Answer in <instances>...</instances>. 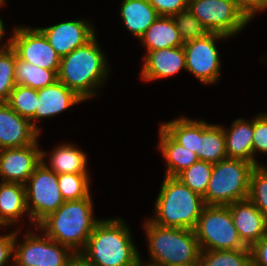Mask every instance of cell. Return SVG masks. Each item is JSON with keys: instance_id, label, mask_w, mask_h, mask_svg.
Masks as SVG:
<instances>
[{"instance_id": "cell-27", "label": "cell", "mask_w": 267, "mask_h": 266, "mask_svg": "<svg viewBox=\"0 0 267 266\" xmlns=\"http://www.w3.org/2000/svg\"><path fill=\"white\" fill-rule=\"evenodd\" d=\"M58 80L53 70H47L20 60L16 55L15 82L39 90Z\"/></svg>"}, {"instance_id": "cell-18", "label": "cell", "mask_w": 267, "mask_h": 266, "mask_svg": "<svg viewBox=\"0 0 267 266\" xmlns=\"http://www.w3.org/2000/svg\"><path fill=\"white\" fill-rule=\"evenodd\" d=\"M82 101L84 100L59 80L39 89L35 111V128L40 132L41 129L36 124L40 118L56 116Z\"/></svg>"}, {"instance_id": "cell-37", "label": "cell", "mask_w": 267, "mask_h": 266, "mask_svg": "<svg viewBox=\"0 0 267 266\" xmlns=\"http://www.w3.org/2000/svg\"><path fill=\"white\" fill-rule=\"evenodd\" d=\"M15 231L0 236V266H9V260H14Z\"/></svg>"}, {"instance_id": "cell-5", "label": "cell", "mask_w": 267, "mask_h": 266, "mask_svg": "<svg viewBox=\"0 0 267 266\" xmlns=\"http://www.w3.org/2000/svg\"><path fill=\"white\" fill-rule=\"evenodd\" d=\"M150 262L154 266H183L199 263L201 249L194 230L162 227L149 219L143 225Z\"/></svg>"}, {"instance_id": "cell-10", "label": "cell", "mask_w": 267, "mask_h": 266, "mask_svg": "<svg viewBox=\"0 0 267 266\" xmlns=\"http://www.w3.org/2000/svg\"><path fill=\"white\" fill-rule=\"evenodd\" d=\"M210 33L234 36L251 20L235 0H189L187 8Z\"/></svg>"}, {"instance_id": "cell-4", "label": "cell", "mask_w": 267, "mask_h": 266, "mask_svg": "<svg viewBox=\"0 0 267 266\" xmlns=\"http://www.w3.org/2000/svg\"><path fill=\"white\" fill-rule=\"evenodd\" d=\"M205 202L176 177L164 176L155 202V216L149 220L162 227L194 230Z\"/></svg>"}, {"instance_id": "cell-12", "label": "cell", "mask_w": 267, "mask_h": 266, "mask_svg": "<svg viewBox=\"0 0 267 266\" xmlns=\"http://www.w3.org/2000/svg\"><path fill=\"white\" fill-rule=\"evenodd\" d=\"M229 38L219 33H209L203 38L184 43L186 70L199 82L210 85L220 77L221 60L216 40Z\"/></svg>"}, {"instance_id": "cell-16", "label": "cell", "mask_w": 267, "mask_h": 266, "mask_svg": "<svg viewBox=\"0 0 267 266\" xmlns=\"http://www.w3.org/2000/svg\"><path fill=\"white\" fill-rule=\"evenodd\" d=\"M242 242L251 247L267 234V217L247 198L228 205Z\"/></svg>"}, {"instance_id": "cell-35", "label": "cell", "mask_w": 267, "mask_h": 266, "mask_svg": "<svg viewBox=\"0 0 267 266\" xmlns=\"http://www.w3.org/2000/svg\"><path fill=\"white\" fill-rule=\"evenodd\" d=\"M267 154V113H259L253 119V165H261L256 154Z\"/></svg>"}, {"instance_id": "cell-13", "label": "cell", "mask_w": 267, "mask_h": 266, "mask_svg": "<svg viewBox=\"0 0 267 266\" xmlns=\"http://www.w3.org/2000/svg\"><path fill=\"white\" fill-rule=\"evenodd\" d=\"M41 162L38 141L20 148L0 150L1 182L25 184Z\"/></svg>"}, {"instance_id": "cell-26", "label": "cell", "mask_w": 267, "mask_h": 266, "mask_svg": "<svg viewBox=\"0 0 267 266\" xmlns=\"http://www.w3.org/2000/svg\"><path fill=\"white\" fill-rule=\"evenodd\" d=\"M161 127L180 145L192 152L199 150V138L201 137V121H195L187 117H179L175 120L164 122Z\"/></svg>"}, {"instance_id": "cell-9", "label": "cell", "mask_w": 267, "mask_h": 266, "mask_svg": "<svg viewBox=\"0 0 267 266\" xmlns=\"http://www.w3.org/2000/svg\"><path fill=\"white\" fill-rule=\"evenodd\" d=\"M19 231L15 229V266H68L76 255L69 247L52 240L44 232L39 236L28 231L24 241L19 243Z\"/></svg>"}, {"instance_id": "cell-34", "label": "cell", "mask_w": 267, "mask_h": 266, "mask_svg": "<svg viewBox=\"0 0 267 266\" xmlns=\"http://www.w3.org/2000/svg\"><path fill=\"white\" fill-rule=\"evenodd\" d=\"M183 43L200 39L208 35V29L188 10H182L172 16Z\"/></svg>"}, {"instance_id": "cell-8", "label": "cell", "mask_w": 267, "mask_h": 266, "mask_svg": "<svg viewBox=\"0 0 267 266\" xmlns=\"http://www.w3.org/2000/svg\"><path fill=\"white\" fill-rule=\"evenodd\" d=\"M24 186L29 223L34 226L65 202L58 187V174L42 161Z\"/></svg>"}, {"instance_id": "cell-1", "label": "cell", "mask_w": 267, "mask_h": 266, "mask_svg": "<svg viewBox=\"0 0 267 266\" xmlns=\"http://www.w3.org/2000/svg\"><path fill=\"white\" fill-rule=\"evenodd\" d=\"M130 232L121 218L101 219L79 255L94 266H131L141 256Z\"/></svg>"}, {"instance_id": "cell-3", "label": "cell", "mask_w": 267, "mask_h": 266, "mask_svg": "<svg viewBox=\"0 0 267 266\" xmlns=\"http://www.w3.org/2000/svg\"><path fill=\"white\" fill-rule=\"evenodd\" d=\"M92 198L65 201L32 228L44 232L52 240L79 254L86 246L93 229L100 221L93 217Z\"/></svg>"}, {"instance_id": "cell-14", "label": "cell", "mask_w": 267, "mask_h": 266, "mask_svg": "<svg viewBox=\"0 0 267 266\" xmlns=\"http://www.w3.org/2000/svg\"><path fill=\"white\" fill-rule=\"evenodd\" d=\"M39 29L61 58L86 44L96 34L92 24L85 20H70Z\"/></svg>"}, {"instance_id": "cell-39", "label": "cell", "mask_w": 267, "mask_h": 266, "mask_svg": "<svg viewBox=\"0 0 267 266\" xmlns=\"http://www.w3.org/2000/svg\"><path fill=\"white\" fill-rule=\"evenodd\" d=\"M238 7L253 20L257 12L267 9V0H235Z\"/></svg>"}, {"instance_id": "cell-30", "label": "cell", "mask_w": 267, "mask_h": 266, "mask_svg": "<svg viewBox=\"0 0 267 266\" xmlns=\"http://www.w3.org/2000/svg\"><path fill=\"white\" fill-rule=\"evenodd\" d=\"M58 187L65 201L91 198L90 176L82 173L58 174Z\"/></svg>"}, {"instance_id": "cell-45", "label": "cell", "mask_w": 267, "mask_h": 266, "mask_svg": "<svg viewBox=\"0 0 267 266\" xmlns=\"http://www.w3.org/2000/svg\"><path fill=\"white\" fill-rule=\"evenodd\" d=\"M145 266H154V265H150V264H147V263L145 262Z\"/></svg>"}, {"instance_id": "cell-31", "label": "cell", "mask_w": 267, "mask_h": 266, "mask_svg": "<svg viewBox=\"0 0 267 266\" xmlns=\"http://www.w3.org/2000/svg\"><path fill=\"white\" fill-rule=\"evenodd\" d=\"M213 164L198 160L180 172L176 178L189 187L192 191L204 197L211 177Z\"/></svg>"}, {"instance_id": "cell-44", "label": "cell", "mask_w": 267, "mask_h": 266, "mask_svg": "<svg viewBox=\"0 0 267 266\" xmlns=\"http://www.w3.org/2000/svg\"><path fill=\"white\" fill-rule=\"evenodd\" d=\"M3 4H5V0H0V6H2Z\"/></svg>"}, {"instance_id": "cell-40", "label": "cell", "mask_w": 267, "mask_h": 266, "mask_svg": "<svg viewBox=\"0 0 267 266\" xmlns=\"http://www.w3.org/2000/svg\"><path fill=\"white\" fill-rule=\"evenodd\" d=\"M68 266H94L87 262L81 255L76 254L70 261Z\"/></svg>"}, {"instance_id": "cell-17", "label": "cell", "mask_w": 267, "mask_h": 266, "mask_svg": "<svg viewBox=\"0 0 267 266\" xmlns=\"http://www.w3.org/2000/svg\"><path fill=\"white\" fill-rule=\"evenodd\" d=\"M143 58L141 69L143 81L172 77L181 69L186 70L183 46L149 51Z\"/></svg>"}, {"instance_id": "cell-25", "label": "cell", "mask_w": 267, "mask_h": 266, "mask_svg": "<svg viewBox=\"0 0 267 266\" xmlns=\"http://www.w3.org/2000/svg\"><path fill=\"white\" fill-rule=\"evenodd\" d=\"M196 154L199 160L212 164L227 158L223 126L201 120V137Z\"/></svg>"}, {"instance_id": "cell-38", "label": "cell", "mask_w": 267, "mask_h": 266, "mask_svg": "<svg viewBox=\"0 0 267 266\" xmlns=\"http://www.w3.org/2000/svg\"><path fill=\"white\" fill-rule=\"evenodd\" d=\"M251 265L267 266V234L250 247Z\"/></svg>"}, {"instance_id": "cell-28", "label": "cell", "mask_w": 267, "mask_h": 266, "mask_svg": "<svg viewBox=\"0 0 267 266\" xmlns=\"http://www.w3.org/2000/svg\"><path fill=\"white\" fill-rule=\"evenodd\" d=\"M200 266H252L250 248L238 250H201Z\"/></svg>"}, {"instance_id": "cell-29", "label": "cell", "mask_w": 267, "mask_h": 266, "mask_svg": "<svg viewBox=\"0 0 267 266\" xmlns=\"http://www.w3.org/2000/svg\"><path fill=\"white\" fill-rule=\"evenodd\" d=\"M37 100L38 90L16 84L6 103L20 116L29 119L35 127Z\"/></svg>"}, {"instance_id": "cell-21", "label": "cell", "mask_w": 267, "mask_h": 266, "mask_svg": "<svg viewBox=\"0 0 267 266\" xmlns=\"http://www.w3.org/2000/svg\"><path fill=\"white\" fill-rule=\"evenodd\" d=\"M27 213L25 186L21 183H0V228L15 225Z\"/></svg>"}, {"instance_id": "cell-33", "label": "cell", "mask_w": 267, "mask_h": 266, "mask_svg": "<svg viewBox=\"0 0 267 266\" xmlns=\"http://www.w3.org/2000/svg\"><path fill=\"white\" fill-rule=\"evenodd\" d=\"M247 198L267 217V168L263 164L252 169Z\"/></svg>"}, {"instance_id": "cell-23", "label": "cell", "mask_w": 267, "mask_h": 266, "mask_svg": "<svg viewBox=\"0 0 267 266\" xmlns=\"http://www.w3.org/2000/svg\"><path fill=\"white\" fill-rule=\"evenodd\" d=\"M159 137L158 147L167 163L165 176L176 177L199 160L195 152L178 144L161 126Z\"/></svg>"}, {"instance_id": "cell-19", "label": "cell", "mask_w": 267, "mask_h": 266, "mask_svg": "<svg viewBox=\"0 0 267 266\" xmlns=\"http://www.w3.org/2000/svg\"><path fill=\"white\" fill-rule=\"evenodd\" d=\"M227 158L241 159L253 164V120L238 118L229 130L225 129Z\"/></svg>"}, {"instance_id": "cell-2", "label": "cell", "mask_w": 267, "mask_h": 266, "mask_svg": "<svg viewBox=\"0 0 267 266\" xmlns=\"http://www.w3.org/2000/svg\"><path fill=\"white\" fill-rule=\"evenodd\" d=\"M96 34L83 46L61 58L58 80L84 101L96 96L109 75L106 55L101 51Z\"/></svg>"}, {"instance_id": "cell-15", "label": "cell", "mask_w": 267, "mask_h": 266, "mask_svg": "<svg viewBox=\"0 0 267 266\" xmlns=\"http://www.w3.org/2000/svg\"><path fill=\"white\" fill-rule=\"evenodd\" d=\"M40 132L6 102H0V150L20 148L38 141Z\"/></svg>"}, {"instance_id": "cell-7", "label": "cell", "mask_w": 267, "mask_h": 266, "mask_svg": "<svg viewBox=\"0 0 267 266\" xmlns=\"http://www.w3.org/2000/svg\"><path fill=\"white\" fill-rule=\"evenodd\" d=\"M201 250H238L242 242L228 206L206 205L194 228Z\"/></svg>"}, {"instance_id": "cell-24", "label": "cell", "mask_w": 267, "mask_h": 266, "mask_svg": "<svg viewBox=\"0 0 267 266\" xmlns=\"http://www.w3.org/2000/svg\"><path fill=\"white\" fill-rule=\"evenodd\" d=\"M140 41L146 47V52L184 45L173 18L166 16L156 19Z\"/></svg>"}, {"instance_id": "cell-36", "label": "cell", "mask_w": 267, "mask_h": 266, "mask_svg": "<svg viewBox=\"0 0 267 266\" xmlns=\"http://www.w3.org/2000/svg\"><path fill=\"white\" fill-rule=\"evenodd\" d=\"M159 16L172 17L188 8L189 0H148Z\"/></svg>"}, {"instance_id": "cell-6", "label": "cell", "mask_w": 267, "mask_h": 266, "mask_svg": "<svg viewBox=\"0 0 267 266\" xmlns=\"http://www.w3.org/2000/svg\"><path fill=\"white\" fill-rule=\"evenodd\" d=\"M255 166L245 160L226 158L213 164L209 184L203 197L205 205L228 206L247 199L249 181Z\"/></svg>"}, {"instance_id": "cell-11", "label": "cell", "mask_w": 267, "mask_h": 266, "mask_svg": "<svg viewBox=\"0 0 267 266\" xmlns=\"http://www.w3.org/2000/svg\"><path fill=\"white\" fill-rule=\"evenodd\" d=\"M12 33L8 43L20 60L53 70L58 75L61 57L39 28L19 26Z\"/></svg>"}, {"instance_id": "cell-46", "label": "cell", "mask_w": 267, "mask_h": 266, "mask_svg": "<svg viewBox=\"0 0 267 266\" xmlns=\"http://www.w3.org/2000/svg\"><path fill=\"white\" fill-rule=\"evenodd\" d=\"M11 262H12V263H10V265H11V266H15V265H14V261H11Z\"/></svg>"}, {"instance_id": "cell-22", "label": "cell", "mask_w": 267, "mask_h": 266, "mask_svg": "<svg viewBox=\"0 0 267 266\" xmlns=\"http://www.w3.org/2000/svg\"><path fill=\"white\" fill-rule=\"evenodd\" d=\"M120 17L129 32L140 39L160 16L148 0H123Z\"/></svg>"}, {"instance_id": "cell-41", "label": "cell", "mask_w": 267, "mask_h": 266, "mask_svg": "<svg viewBox=\"0 0 267 266\" xmlns=\"http://www.w3.org/2000/svg\"><path fill=\"white\" fill-rule=\"evenodd\" d=\"M5 31L6 30L4 29V23H3V21H2V19L0 17V43H1V40L3 38V35H4Z\"/></svg>"}, {"instance_id": "cell-32", "label": "cell", "mask_w": 267, "mask_h": 266, "mask_svg": "<svg viewBox=\"0 0 267 266\" xmlns=\"http://www.w3.org/2000/svg\"><path fill=\"white\" fill-rule=\"evenodd\" d=\"M15 66L16 52L9 43H4L2 47L0 46V102H6L9 99L16 85Z\"/></svg>"}, {"instance_id": "cell-42", "label": "cell", "mask_w": 267, "mask_h": 266, "mask_svg": "<svg viewBox=\"0 0 267 266\" xmlns=\"http://www.w3.org/2000/svg\"><path fill=\"white\" fill-rule=\"evenodd\" d=\"M142 261V257H140V259L131 266H145V263H143Z\"/></svg>"}, {"instance_id": "cell-20", "label": "cell", "mask_w": 267, "mask_h": 266, "mask_svg": "<svg viewBox=\"0 0 267 266\" xmlns=\"http://www.w3.org/2000/svg\"><path fill=\"white\" fill-rule=\"evenodd\" d=\"M47 152L41 150V161L57 174L82 173L89 174L87 168V155L78 147L71 144H60L50 154L49 165L44 161Z\"/></svg>"}, {"instance_id": "cell-43", "label": "cell", "mask_w": 267, "mask_h": 266, "mask_svg": "<svg viewBox=\"0 0 267 266\" xmlns=\"http://www.w3.org/2000/svg\"><path fill=\"white\" fill-rule=\"evenodd\" d=\"M183 266H200L199 263H195V264H189V265H183Z\"/></svg>"}]
</instances>
